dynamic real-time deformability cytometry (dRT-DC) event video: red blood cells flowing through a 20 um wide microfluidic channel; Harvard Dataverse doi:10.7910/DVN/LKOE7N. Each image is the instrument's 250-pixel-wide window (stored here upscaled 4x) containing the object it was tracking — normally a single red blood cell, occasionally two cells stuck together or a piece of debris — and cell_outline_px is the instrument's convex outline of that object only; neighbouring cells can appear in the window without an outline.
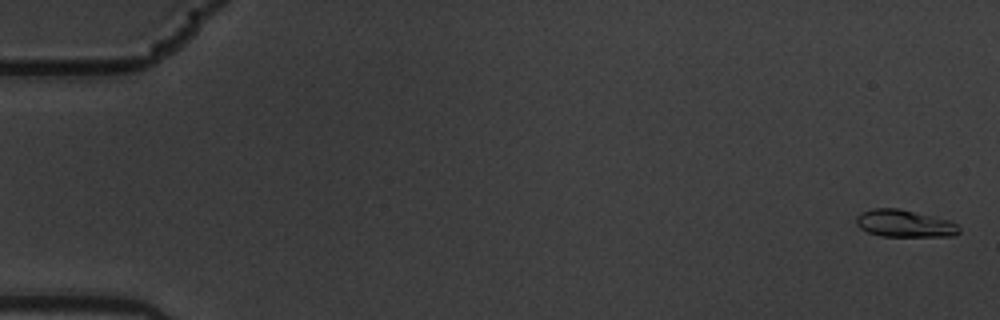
{"species": "common noctule bat (a hibernating species)", "species_latin": "Nyctalus noctula", "temperature_condition": "warm", "stored_images_in_passage": 7, "camera_frame_rate_fps": 3000, "um_per_image_px": 0.085, "animal": {"sex": "male", "body_mass_g": 19.5, "forearm_length_mm": 54.6}, "frame": {"image": 1, "passage_image": 1, "time_ms": 0.0, "image_size_px": [1000, 320], "cell_outline_px": [[960, 232], [952, 236], [880, 236], [868, 232], [860, 228], [856, 224], [856, 216], [860, 212], [872, 208], [900, 208], [948, 220], [956, 224], [960, 228]], "centroid_in_image_um": [76.84, 18.99], "position_along_channel_um": 8.2, "area_um2": 16.36}}